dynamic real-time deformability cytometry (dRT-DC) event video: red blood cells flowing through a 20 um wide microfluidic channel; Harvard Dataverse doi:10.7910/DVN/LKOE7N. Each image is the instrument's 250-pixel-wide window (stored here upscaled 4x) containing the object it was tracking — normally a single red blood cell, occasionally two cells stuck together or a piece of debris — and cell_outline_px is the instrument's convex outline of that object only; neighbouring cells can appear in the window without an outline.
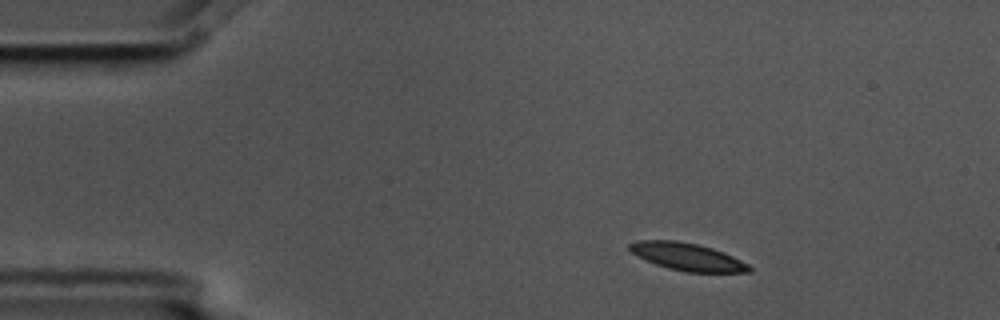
{"species": "common noctule bat (a hibernating species)", "species_latin": "Nyctalus noctula", "temperature_condition": "cold", "stored_images_in_passage": 5, "camera_frame_rate_fps": 3000, "um_per_image_px": 0.085, "animal": {"sex": "male", "body_mass_g": 17.5, "forearm_length_mm": 52.3}, "frame": {"image": 1, "passage_image": 1, "time_ms": 0.0, "image_size_px": [1000, 320], "cell_outline_px": [[752, 272], [684, 272], [668, 268], [656, 264], [636, 256], [628, 248], [628, 244], [636, 240], [676, 240], [696, 244], [712, 248], [724, 252], [748, 264], [752, 268]], "centroid_in_image_um": [58.4, 21.82], "position_along_channel_um": 26.6, "area_um2": 19.19}}
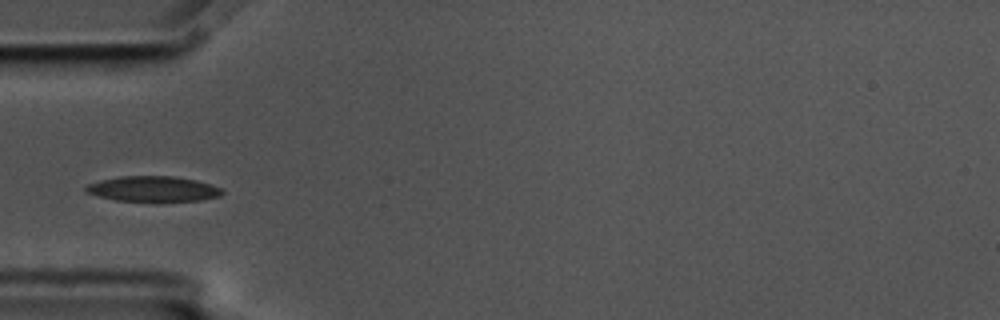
{"frame": {"image": 2, "passage_image": 3, "time_ms": 0.667, "image_size_px": [1000, 320], "cell_outline_px": [[224, 192], [220, 196], [200, 200], [160, 204], [116, 200], [84, 192], [84, 188], [88, 184], [100, 180], [120, 176], [172, 176], [196, 180], [212, 184], [220, 188]], "centroid_in_image_um": [13.03, 16.1], "position_along_channel_um": 72.0, "area_um2": 20.98}}